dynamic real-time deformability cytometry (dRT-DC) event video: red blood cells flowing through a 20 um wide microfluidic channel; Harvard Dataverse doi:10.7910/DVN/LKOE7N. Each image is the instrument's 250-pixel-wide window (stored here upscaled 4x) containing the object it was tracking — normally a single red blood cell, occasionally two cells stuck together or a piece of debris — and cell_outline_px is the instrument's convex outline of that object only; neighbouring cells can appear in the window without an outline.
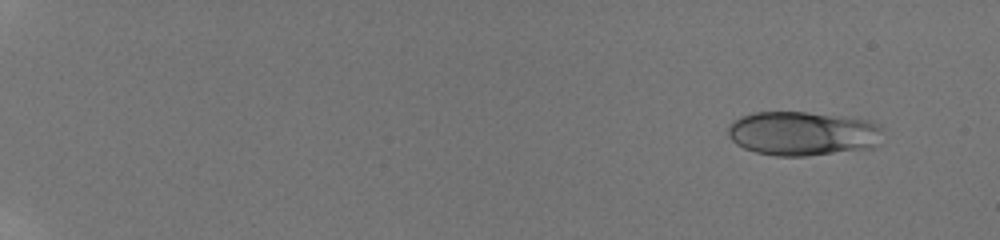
{"species": "human", "species_latin": "Homo sapiens", "temperature_condition": "room temperature", "stored_images_in_passage": 29, "camera_frame_rate_fps": 3000, "um_per_image_px": 0.085, "donor": {"sex": "male"}, "frame": {"image": 1, "passage_image": 4, "time_ms": 1.333, "image_size_px": [1000, 240], "cell_outline_px": [[880, 144], [872, 148], [804, 156], [776, 156], [756, 152], [744, 148], [736, 144], [732, 140], [728, 132], [728, 124], [732, 120], [740, 116], [756, 112], [808, 112], [856, 116], [880, 124]], "centroid_in_image_um": [68.26, 11.32], "position_along_channel_um": 16.7, "area_um2": 40.46}}
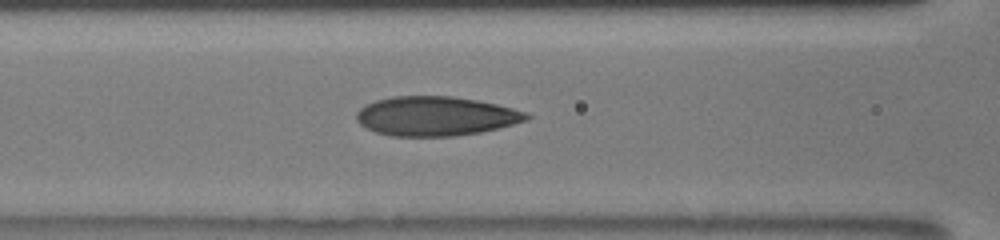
{"frame": {"image": 2, "passage_image": 21, "time_ms": 9.0, "image_size_px": [1000, 240], "cell_outline_px": [[532, 116], [528, 120], [500, 128], [480, 132], [456, 136], [392, 136], [376, 132], [360, 124], [356, 120], [356, 112], [364, 104], [376, 100], [392, 96], [452, 96], [476, 100], [496, 104], [512, 108], [524, 112]], "centroid_in_image_um": [37.02, 9.87], "position_along_channel_um": 129.6, "area_um2": 39.07}}
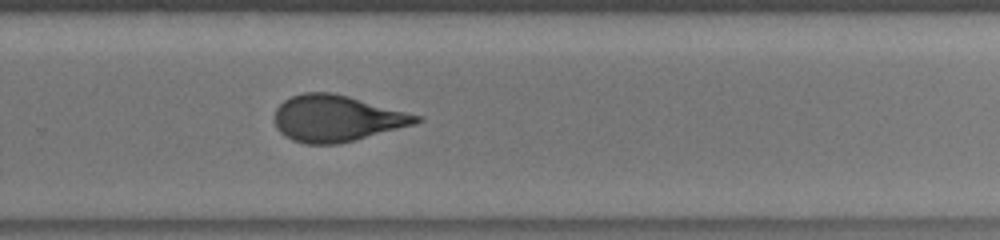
{"frame": {"image": 3, "passage_image": 29, "time_ms": 13.333, "image_size_px": [1000, 240], "cell_outline_px": [[424, 120], [416, 124], [336, 144], [304, 144], [292, 140], [284, 136], [276, 128], [276, 108], [284, 100], [292, 96], [304, 92], [332, 92], [348, 96], [424, 116]], "centroid_in_image_um": [28.63, 10.06], "position_along_channel_um": 301.2, "area_um2": 38.21}}